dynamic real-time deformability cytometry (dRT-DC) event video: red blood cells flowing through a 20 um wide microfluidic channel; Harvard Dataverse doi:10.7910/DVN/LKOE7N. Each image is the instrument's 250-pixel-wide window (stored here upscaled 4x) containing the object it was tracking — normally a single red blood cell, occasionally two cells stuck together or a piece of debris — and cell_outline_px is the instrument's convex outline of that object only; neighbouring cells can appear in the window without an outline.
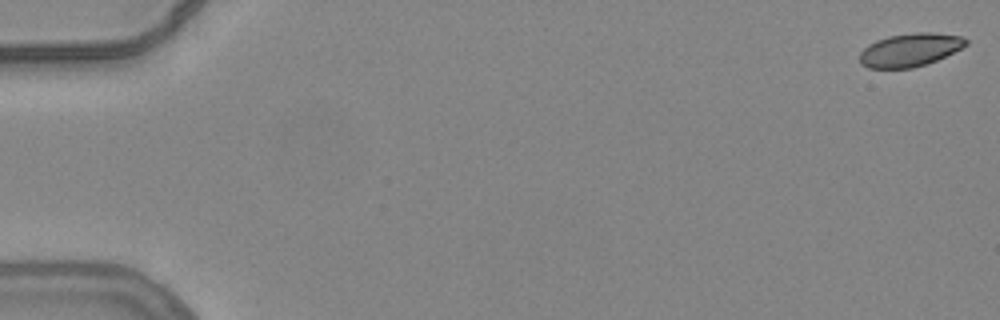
{"species": "common noctule bat (a hibernating species)", "species_latin": "Nyctalus noctula", "temperature_condition": "warm", "stored_images_in_passage": 18, "camera_frame_rate_fps": 3000, "um_per_image_px": 0.085, "animal": {"sex": "female", "body_mass_g": 24.6, "forearm_length_mm": 56.2}, "frame": {"image": 1, "passage_image": 1, "time_ms": 0.0, "image_size_px": [1000, 320], "cell_outline_px": [[968, 44], [936, 60], [912, 68], [868, 68], [860, 64], [860, 52], [868, 44], [876, 40], [888, 36], [920, 32], [932, 32], [960, 36], [968, 40]], "centroid_in_image_um": [77.31, 4.24], "position_along_channel_um": 7.7, "area_um2": 20.35}}
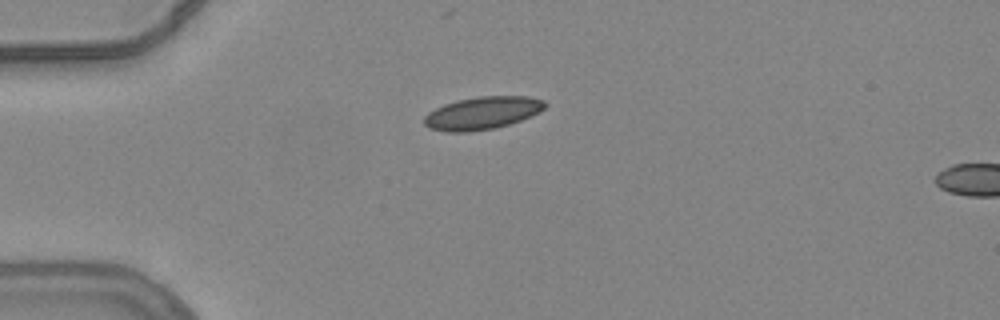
{"frame": {"image": 2, "passage_image": 15, "time_ms": 4.667, "image_size_px": [1000, 320], "cell_outline_px": [[548, 104], [540, 112], [520, 120], [496, 128], [468, 132], [444, 132], [428, 128], [424, 124], [424, 116], [428, 112], [444, 104], [456, 100], [480, 96], [528, 96], [544, 100]], "centroid_in_image_um": [40.98, 9.61], "position_along_channel_um": 44.0, "area_um2": 23.18}}